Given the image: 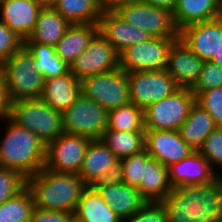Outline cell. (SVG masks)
I'll return each mask as SVG.
<instances>
[{"label":"cell","instance_id":"obj_12","mask_svg":"<svg viewBox=\"0 0 222 222\" xmlns=\"http://www.w3.org/2000/svg\"><path fill=\"white\" fill-rule=\"evenodd\" d=\"M117 69H119V53L99 31L70 65V72L80 81L88 76Z\"/></svg>","mask_w":222,"mask_h":222},{"label":"cell","instance_id":"obj_44","mask_svg":"<svg viewBox=\"0 0 222 222\" xmlns=\"http://www.w3.org/2000/svg\"><path fill=\"white\" fill-rule=\"evenodd\" d=\"M143 3L151 6L165 8L171 12L174 10L177 0H141Z\"/></svg>","mask_w":222,"mask_h":222},{"label":"cell","instance_id":"obj_20","mask_svg":"<svg viewBox=\"0 0 222 222\" xmlns=\"http://www.w3.org/2000/svg\"><path fill=\"white\" fill-rule=\"evenodd\" d=\"M98 31L119 54L126 48L153 37L148 32L125 22L115 11L101 13Z\"/></svg>","mask_w":222,"mask_h":222},{"label":"cell","instance_id":"obj_16","mask_svg":"<svg viewBox=\"0 0 222 222\" xmlns=\"http://www.w3.org/2000/svg\"><path fill=\"white\" fill-rule=\"evenodd\" d=\"M145 150L166 167L187 158L194 151L176 130H145Z\"/></svg>","mask_w":222,"mask_h":222},{"label":"cell","instance_id":"obj_39","mask_svg":"<svg viewBox=\"0 0 222 222\" xmlns=\"http://www.w3.org/2000/svg\"><path fill=\"white\" fill-rule=\"evenodd\" d=\"M122 222H168L167 214L161 202H146L145 205L131 217Z\"/></svg>","mask_w":222,"mask_h":222},{"label":"cell","instance_id":"obj_3","mask_svg":"<svg viewBox=\"0 0 222 222\" xmlns=\"http://www.w3.org/2000/svg\"><path fill=\"white\" fill-rule=\"evenodd\" d=\"M4 121L8 122L0 141V167L17 171L28 179L44 168L46 146L35 134L9 117Z\"/></svg>","mask_w":222,"mask_h":222},{"label":"cell","instance_id":"obj_41","mask_svg":"<svg viewBox=\"0 0 222 222\" xmlns=\"http://www.w3.org/2000/svg\"><path fill=\"white\" fill-rule=\"evenodd\" d=\"M75 213L34 207L31 222H72Z\"/></svg>","mask_w":222,"mask_h":222},{"label":"cell","instance_id":"obj_24","mask_svg":"<svg viewBox=\"0 0 222 222\" xmlns=\"http://www.w3.org/2000/svg\"><path fill=\"white\" fill-rule=\"evenodd\" d=\"M97 32L98 24H71L54 46L57 56L70 66Z\"/></svg>","mask_w":222,"mask_h":222},{"label":"cell","instance_id":"obj_40","mask_svg":"<svg viewBox=\"0 0 222 222\" xmlns=\"http://www.w3.org/2000/svg\"><path fill=\"white\" fill-rule=\"evenodd\" d=\"M24 41L0 20V64L15 53Z\"/></svg>","mask_w":222,"mask_h":222},{"label":"cell","instance_id":"obj_45","mask_svg":"<svg viewBox=\"0 0 222 222\" xmlns=\"http://www.w3.org/2000/svg\"><path fill=\"white\" fill-rule=\"evenodd\" d=\"M41 8H54L57 0H34Z\"/></svg>","mask_w":222,"mask_h":222},{"label":"cell","instance_id":"obj_37","mask_svg":"<svg viewBox=\"0 0 222 222\" xmlns=\"http://www.w3.org/2000/svg\"><path fill=\"white\" fill-rule=\"evenodd\" d=\"M198 152L209 161L213 168L217 170L222 168V127H216L208 135Z\"/></svg>","mask_w":222,"mask_h":222},{"label":"cell","instance_id":"obj_10","mask_svg":"<svg viewBox=\"0 0 222 222\" xmlns=\"http://www.w3.org/2000/svg\"><path fill=\"white\" fill-rule=\"evenodd\" d=\"M126 74L131 102L143 110L179 88L165 69L130 71Z\"/></svg>","mask_w":222,"mask_h":222},{"label":"cell","instance_id":"obj_38","mask_svg":"<svg viewBox=\"0 0 222 222\" xmlns=\"http://www.w3.org/2000/svg\"><path fill=\"white\" fill-rule=\"evenodd\" d=\"M219 87H222V66L211 61H205L199 80L191 88L192 92L196 97L202 91Z\"/></svg>","mask_w":222,"mask_h":222},{"label":"cell","instance_id":"obj_21","mask_svg":"<svg viewBox=\"0 0 222 222\" xmlns=\"http://www.w3.org/2000/svg\"><path fill=\"white\" fill-rule=\"evenodd\" d=\"M41 9L34 0H0V20L25 41L34 31Z\"/></svg>","mask_w":222,"mask_h":222},{"label":"cell","instance_id":"obj_14","mask_svg":"<svg viewBox=\"0 0 222 222\" xmlns=\"http://www.w3.org/2000/svg\"><path fill=\"white\" fill-rule=\"evenodd\" d=\"M119 160L101 139L91 140L83 158L79 172L87 186L118 177Z\"/></svg>","mask_w":222,"mask_h":222},{"label":"cell","instance_id":"obj_27","mask_svg":"<svg viewBox=\"0 0 222 222\" xmlns=\"http://www.w3.org/2000/svg\"><path fill=\"white\" fill-rule=\"evenodd\" d=\"M75 216L84 222H122L93 186L84 189Z\"/></svg>","mask_w":222,"mask_h":222},{"label":"cell","instance_id":"obj_22","mask_svg":"<svg viewBox=\"0 0 222 222\" xmlns=\"http://www.w3.org/2000/svg\"><path fill=\"white\" fill-rule=\"evenodd\" d=\"M81 94V82L70 71L44 81L40 99L54 110L63 113Z\"/></svg>","mask_w":222,"mask_h":222},{"label":"cell","instance_id":"obj_25","mask_svg":"<svg viewBox=\"0 0 222 222\" xmlns=\"http://www.w3.org/2000/svg\"><path fill=\"white\" fill-rule=\"evenodd\" d=\"M216 127L212 116L195 102L178 132L194 151H198L204 140Z\"/></svg>","mask_w":222,"mask_h":222},{"label":"cell","instance_id":"obj_2","mask_svg":"<svg viewBox=\"0 0 222 222\" xmlns=\"http://www.w3.org/2000/svg\"><path fill=\"white\" fill-rule=\"evenodd\" d=\"M37 208L75 213L87 185L78 174L42 168L26 179Z\"/></svg>","mask_w":222,"mask_h":222},{"label":"cell","instance_id":"obj_19","mask_svg":"<svg viewBox=\"0 0 222 222\" xmlns=\"http://www.w3.org/2000/svg\"><path fill=\"white\" fill-rule=\"evenodd\" d=\"M169 180L172 187L203 185L217 179L219 171L213 169L209 161L198 151H193L187 158L168 166Z\"/></svg>","mask_w":222,"mask_h":222},{"label":"cell","instance_id":"obj_7","mask_svg":"<svg viewBox=\"0 0 222 222\" xmlns=\"http://www.w3.org/2000/svg\"><path fill=\"white\" fill-rule=\"evenodd\" d=\"M64 133L99 140L108 127V111L82 93L62 113Z\"/></svg>","mask_w":222,"mask_h":222},{"label":"cell","instance_id":"obj_31","mask_svg":"<svg viewBox=\"0 0 222 222\" xmlns=\"http://www.w3.org/2000/svg\"><path fill=\"white\" fill-rule=\"evenodd\" d=\"M32 52L35 60V69L44 79L59 77L70 71L68 66L55 52V47L37 42H24Z\"/></svg>","mask_w":222,"mask_h":222},{"label":"cell","instance_id":"obj_34","mask_svg":"<svg viewBox=\"0 0 222 222\" xmlns=\"http://www.w3.org/2000/svg\"><path fill=\"white\" fill-rule=\"evenodd\" d=\"M146 150L119 160L118 179L130 187L139 188L145 182L146 162L150 159Z\"/></svg>","mask_w":222,"mask_h":222},{"label":"cell","instance_id":"obj_32","mask_svg":"<svg viewBox=\"0 0 222 222\" xmlns=\"http://www.w3.org/2000/svg\"><path fill=\"white\" fill-rule=\"evenodd\" d=\"M106 130L145 132L144 110L130 102L108 111Z\"/></svg>","mask_w":222,"mask_h":222},{"label":"cell","instance_id":"obj_15","mask_svg":"<svg viewBox=\"0 0 222 222\" xmlns=\"http://www.w3.org/2000/svg\"><path fill=\"white\" fill-rule=\"evenodd\" d=\"M179 39L201 60L211 61L222 43V16L185 26L179 31Z\"/></svg>","mask_w":222,"mask_h":222},{"label":"cell","instance_id":"obj_4","mask_svg":"<svg viewBox=\"0 0 222 222\" xmlns=\"http://www.w3.org/2000/svg\"><path fill=\"white\" fill-rule=\"evenodd\" d=\"M0 68L11 102L40 98L45 79L35 69L34 56L25 44L3 61Z\"/></svg>","mask_w":222,"mask_h":222},{"label":"cell","instance_id":"obj_47","mask_svg":"<svg viewBox=\"0 0 222 222\" xmlns=\"http://www.w3.org/2000/svg\"><path fill=\"white\" fill-rule=\"evenodd\" d=\"M72 222H84V221H82L78 217L74 216L73 219H72Z\"/></svg>","mask_w":222,"mask_h":222},{"label":"cell","instance_id":"obj_11","mask_svg":"<svg viewBox=\"0 0 222 222\" xmlns=\"http://www.w3.org/2000/svg\"><path fill=\"white\" fill-rule=\"evenodd\" d=\"M178 38L152 37L148 41L126 48L119 54V68L123 71L164 70L168 53Z\"/></svg>","mask_w":222,"mask_h":222},{"label":"cell","instance_id":"obj_5","mask_svg":"<svg viewBox=\"0 0 222 222\" xmlns=\"http://www.w3.org/2000/svg\"><path fill=\"white\" fill-rule=\"evenodd\" d=\"M9 118L35 134L45 146L64 133L62 113L40 98L12 102Z\"/></svg>","mask_w":222,"mask_h":222},{"label":"cell","instance_id":"obj_28","mask_svg":"<svg viewBox=\"0 0 222 222\" xmlns=\"http://www.w3.org/2000/svg\"><path fill=\"white\" fill-rule=\"evenodd\" d=\"M172 189L168 167L150 158L146 162L145 182L138 188L141 196L147 202H161Z\"/></svg>","mask_w":222,"mask_h":222},{"label":"cell","instance_id":"obj_42","mask_svg":"<svg viewBox=\"0 0 222 222\" xmlns=\"http://www.w3.org/2000/svg\"><path fill=\"white\" fill-rule=\"evenodd\" d=\"M11 104L3 72L0 68V120H4L10 116Z\"/></svg>","mask_w":222,"mask_h":222},{"label":"cell","instance_id":"obj_46","mask_svg":"<svg viewBox=\"0 0 222 222\" xmlns=\"http://www.w3.org/2000/svg\"><path fill=\"white\" fill-rule=\"evenodd\" d=\"M211 62H214V63L218 64L219 66H222V43H221V46L218 50V53H216L214 55Z\"/></svg>","mask_w":222,"mask_h":222},{"label":"cell","instance_id":"obj_43","mask_svg":"<svg viewBox=\"0 0 222 222\" xmlns=\"http://www.w3.org/2000/svg\"><path fill=\"white\" fill-rule=\"evenodd\" d=\"M141 0H97L98 6L102 12L116 11L121 6L139 2Z\"/></svg>","mask_w":222,"mask_h":222},{"label":"cell","instance_id":"obj_8","mask_svg":"<svg viewBox=\"0 0 222 222\" xmlns=\"http://www.w3.org/2000/svg\"><path fill=\"white\" fill-rule=\"evenodd\" d=\"M80 82L81 93L107 111L131 102L127 74L120 68L88 76Z\"/></svg>","mask_w":222,"mask_h":222},{"label":"cell","instance_id":"obj_13","mask_svg":"<svg viewBox=\"0 0 222 222\" xmlns=\"http://www.w3.org/2000/svg\"><path fill=\"white\" fill-rule=\"evenodd\" d=\"M91 139L62 133L46 146L45 169L79 174Z\"/></svg>","mask_w":222,"mask_h":222},{"label":"cell","instance_id":"obj_35","mask_svg":"<svg viewBox=\"0 0 222 222\" xmlns=\"http://www.w3.org/2000/svg\"><path fill=\"white\" fill-rule=\"evenodd\" d=\"M195 102L212 116L217 127H222V87L200 92Z\"/></svg>","mask_w":222,"mask_h":222},{"label":"cell","instance_id":"obj_17","mask_svg":"<svg viewBox=\"0 0 222 222\" xmlns=\"http://www.w3.org/2000/svg\"><path fill=\"white\" fill-rule=\"evenodd\" d=\"M93 187L122 220L131 217L147 202L138 189L118 178L97 182Z\"/></svg>","mask_w":222,"mask_h":222},{"label":"cell","instance_id":"obj_36","mask_svg":"<svg viewBox=\"0 0 222 222\" xmlns=\"http://www.w3.org/2000/svg\"><path fill=\"white\" fill-rule=\"evenodd\" d=\"M26 186V178L12 169L0 167V204L14 197Z\"/></svg>","mask_w":222,"mask_h":222},{"label":"cell","instance_id":"obj_23","mask_svg":"<svg viewBox=\"0 0 222 222\" xmlns=\"http://www.w3.org/2000/svg\"><path fill=\"white\" fill-rule=\"evenodd\" d=\"M222 16V0H177L172 11L178 31L190 24L206 22Z\"/></svg>","mask_w":222,"mask_h":222},{"label":"cell","instance_id":"obj_26","mask_svg":"<svg viewBox=\"0 0 222 222\" xmlns=\"http://www.w3.org/2000/svg\"><path fill=\"white\" fill-rule=\"evenodd\" d=\"M71 24L54 8H42L32 34L24 42L55 46Z\"/></svg>","mask_w":222,"mask_h":222},{"label":"cell","instance_id":"obj_30","mask_svg":"<svg viewBox=\"0 0 222 222\" xmlns=\"http://www.w3.org/2000/svg\"><path fill=\"white\" fill-rule=\"evenodd\" d=\"M54 9L70 24H98L102 13L97 0H57Z\"/></svg>","mask_w":222,"mask_h":222},{"label":"cell","instance_id":"obj_33","mask_svg":"<svg viewBox=\"0 0 222 222\" xmlns=\"http://www.w3.org/2000/svg\"><path fill=\"white\" fill-rule=\"evenodd\" d=\"M34 207L32 192L26 185L14 197L0 204V222H31Z\"/></svg>","mask_w":222,"mask_h":222},{"label":"cell","instance_id":"obj_29","mask_svg":"<svg viewBox=\"0 0 222 222\" xmlns=\"http://www.w3.org/2000/svg\"><path fill=\"white\" fill-rule=\"evenodd\" d=\"M101 140L118 160L145 150V132L105 130Z\"/></svg>","mask_w":222,"mask_h":222},{"label":"cell","instance_id":"obj_18","mask_svg":"<svg viewBox=\"0 0 222 222\" xmlns=\"http://www.w3.org/2000/svg\"><path fill=\"white\" fill-rule=\"evenodd\" d=\"M204 62L178 38L169 50L165 70L179 87L192 88L199 80Z\"/></svg>","mask_w":222,"mask_h":222},{"label":"cell","instance_id":"obj_6","mask_svg":"<svg viewBox=\"0 0 222 222\" xmlns=\"http://www.w3.org/2000/svg\"><path fill=\"white\" fill-rule=\"evenodd\" d=\"M194 103L195 95L191 88L179 87L168 97L144 109L145 130L178 131Z\"/></svg>","mask_w":222,"mask_h":222},{"label":"cell","instance_id":"obj_9","mask_svg":"<svg viewBox=\"0 0 222 222\" xmlns=\"http://www.w3.org/2000/svg\"><path fill=\"white\" fill-rule=\"evenodd\" d=\"M115 12L128 24L153 37L179 38L170 10L139 1L121 6Z\"/></svg>","mask_w":222,"mask_h":222},{"label":"cell","instance_id":"obj_1","mask_svg":"<svg viewBox=\"0 0 222 222\" xmlns=\"http://www.w3.org/2000/svg\"><path fill=\"white\" fill-rule=\"evenodd\" d=\"M161 204L168 222H222V175L208 184L174 187Z\"/></svg>","mask_w":222,"mask_h":222}]
</instances>
